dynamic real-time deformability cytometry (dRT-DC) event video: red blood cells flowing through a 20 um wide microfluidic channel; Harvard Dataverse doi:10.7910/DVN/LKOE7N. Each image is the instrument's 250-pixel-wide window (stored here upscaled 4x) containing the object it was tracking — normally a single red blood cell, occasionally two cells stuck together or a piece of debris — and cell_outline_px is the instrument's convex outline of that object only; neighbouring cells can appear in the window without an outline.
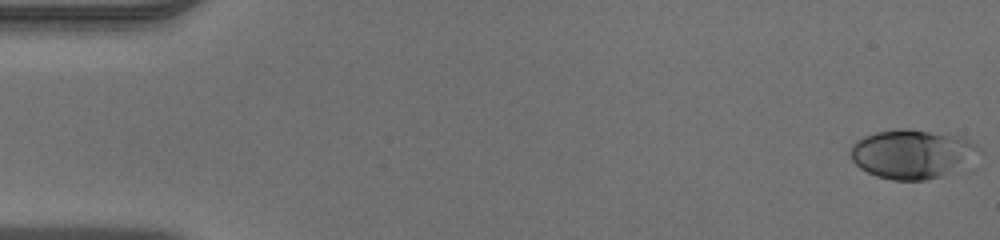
{"species": "human", "species_latin": "Homo sapiens", "temperature_condition": "warm", "stored_images_in_passage": 48, "camera_frame_rate_fps": 3000, "um_per_image_px": 0.085, "donor": {"sex": "male"}, "frame": {"image": 1, "passage_image": 1, "time_ms": 0.0, "image_size_px": [1000, 240], "cell_outline_px": [[984, 152], [940, 176], [924, 180], [892, 180], [876, 176], [860, 168], [852, 160], [848, 152], [852, 144], [856, 140], [864, 136], [876, 132], [896, 128], [908, 128], [952, 136], [968, 140], [976, 144]], "centroid_in_image_um": [77.44, 13.08], "position_along_channel_um": 7.6, "area_um2": 36.24}}
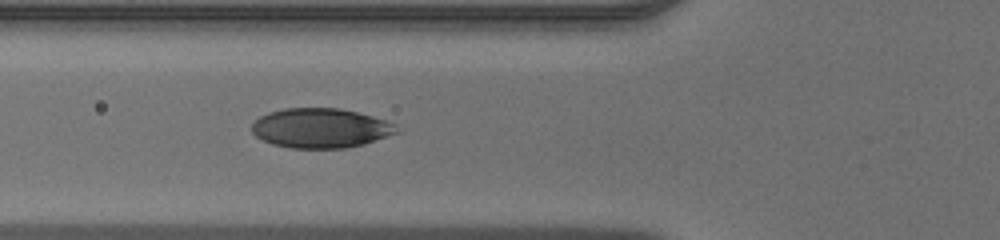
{"frame": {"image": 2, "passage_image": 18, "time_ms": 5.667, "image_size_px": [1000, 240], "cell_outline_px": [[400, 132], [364, 144], [348, 148], [292, 148], [272, 144], [256, 136], [252, 132], [252, 124], [260, 116], [268, 112], [284, 108], [340, 108], [372, 116], [396, 124]], "centroid_in_image_um": [27.26, 10.89], "position_along_channel_um": 98.5, "area_um2": 33.47}}
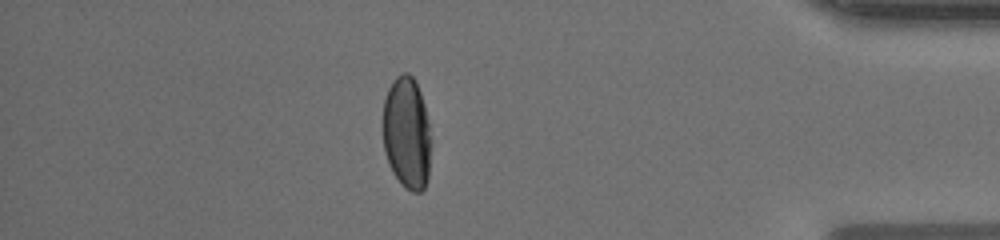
{"frame": {"image": 3, "passage_image": 42, "time_ms": 13.667, "image_size_px": [1000, 240], "cell_outline_px": [[428, 176], [424, 188], [420, 192], [412, 192], [392, 172], [388, 164], [384, 152], [384, 100], [388, 88], [392, 80], [396, 76], [404, 72], [408, 72], [416, 80], [424, 104], [428, 124]], "centroid_in_image_um": [34.55, 11.25], "position_along_channel_um": 400.7, "area_um2": 30.81}}